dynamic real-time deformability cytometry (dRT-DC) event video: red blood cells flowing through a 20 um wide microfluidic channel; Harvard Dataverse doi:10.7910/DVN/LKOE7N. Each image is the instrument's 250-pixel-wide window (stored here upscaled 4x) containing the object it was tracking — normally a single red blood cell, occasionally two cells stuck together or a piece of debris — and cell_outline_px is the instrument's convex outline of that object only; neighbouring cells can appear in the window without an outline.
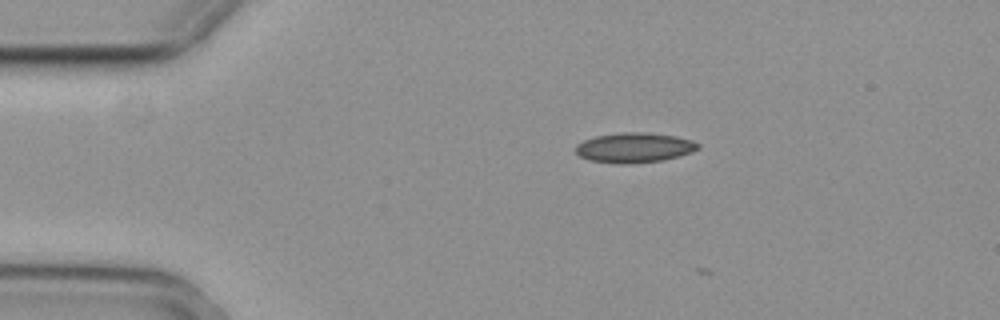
{"species": "common noctule bat (a hibernating species)", "species_latin": "Nyctalus noctula", "temperature_condition": "cold", "stored_images_in_passage": 2, "camera_frame_rate_fps": 3000, "um_per_image_px": 0.085, "animal": {"sex": "female", "body_mass_g": 29.2, "forearm_length_mm": 56.3}, "frame": {"image": 1, "passage_image": 1, "time_ms": 0.0, "image_size_px": [1000, 320], "cell_outline_px": [[700, 148], [692, 152], [680, 156], [664, 160], [624, 164], [620, 164], [588, 160], [580, 156], [576, 152], [576, 144], [584, 140], [596, 136], [624, 132], [644, 132], [676, 136], [692, 140], [700, 144]], "centroid_in_image_um": [53.94, 12.55], "position_along_channel_um": 31.1, "area_um2": 21.39}}